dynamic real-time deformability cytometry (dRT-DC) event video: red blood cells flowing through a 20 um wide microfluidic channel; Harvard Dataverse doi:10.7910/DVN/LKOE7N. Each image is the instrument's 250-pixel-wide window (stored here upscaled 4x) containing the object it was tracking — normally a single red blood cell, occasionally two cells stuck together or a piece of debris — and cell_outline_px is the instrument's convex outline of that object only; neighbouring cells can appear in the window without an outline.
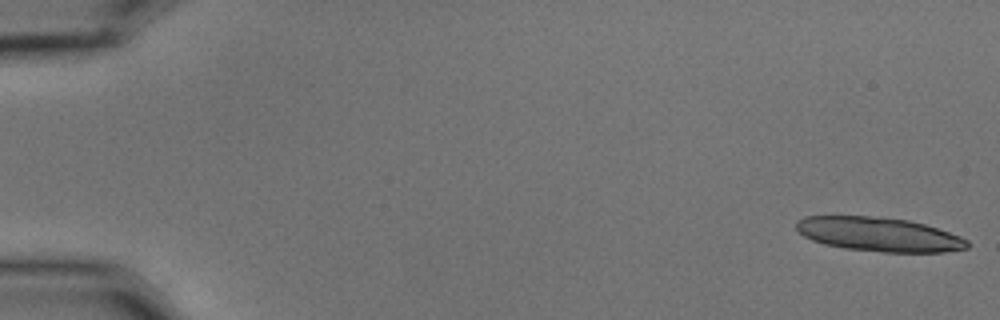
{"species": "common noctule bat (a hibernating species)", "species_latin": "Nyctalus noctula", "temperature_condition": "cold", "stored_images_in_passage": 17, "camera_frame_rate_fps": 3000, "um_per_image_px": 0.085, "animal": {"sex": "male", "body_mass_g": 15.6}, "frame": {"image": 1, "passage_image": 1, "time_ms": 0.0, "image_size_px": [1000, 320], "cell_outline_px": [[968, 248], [944, 252], [884, 252], [844, 248], [824, 244], [812, 240], [804, 236], [796, 228], [796, 220], [804, 216], [872, 216], [908, 220], [924, 224], [960, 236], [968, 240]], "centroid_in_image_um": [74.69, 19.92], "position_along_channel_um": 10.3, "area_um2": 33.87}}